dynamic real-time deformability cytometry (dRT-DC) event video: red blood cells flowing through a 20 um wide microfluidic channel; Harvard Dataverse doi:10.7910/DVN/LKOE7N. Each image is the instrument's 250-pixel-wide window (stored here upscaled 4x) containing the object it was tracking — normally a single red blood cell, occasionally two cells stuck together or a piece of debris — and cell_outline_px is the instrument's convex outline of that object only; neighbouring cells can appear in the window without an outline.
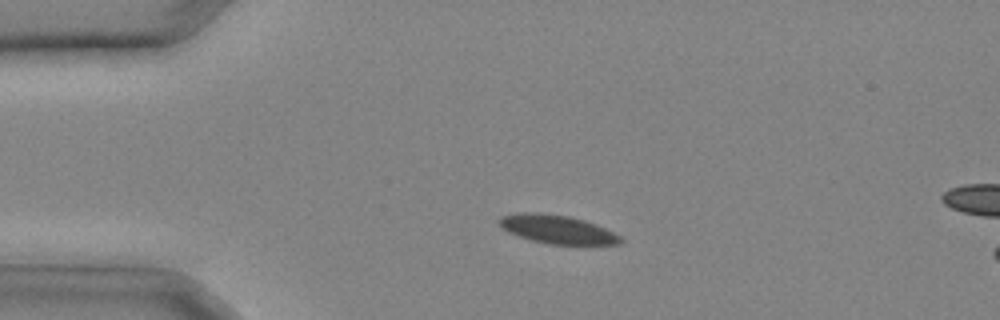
{"species": "common noctule bat (a hibernating species)", "species_latin": "Nyctalus noctula", "temperature_condition": "cold", "stored_images_in_passage": 6, "camera_frame_rate_fps": 3000, "um_per_image_px": 0.085, "animal": {"sex": "male", "body_mass_g": 20.4}, "frame": {"image": 1, "passage_image": 3, "time_ms": 0.667, "image_size_px": [1000, 320], "cell_outline_px": [[624, 240], [620, 244], [548, 244], [532, 240], [508, 232], [500, 228], [496, 220], [500, 216], [516, 212], [540, 212], [568, 216], [584, 220], [596, 224], [620, 236]], "centroid_in_image_um": [47.29, 19.47], "position_along_channel_um": 37.7, "area_um2": 20.29}}